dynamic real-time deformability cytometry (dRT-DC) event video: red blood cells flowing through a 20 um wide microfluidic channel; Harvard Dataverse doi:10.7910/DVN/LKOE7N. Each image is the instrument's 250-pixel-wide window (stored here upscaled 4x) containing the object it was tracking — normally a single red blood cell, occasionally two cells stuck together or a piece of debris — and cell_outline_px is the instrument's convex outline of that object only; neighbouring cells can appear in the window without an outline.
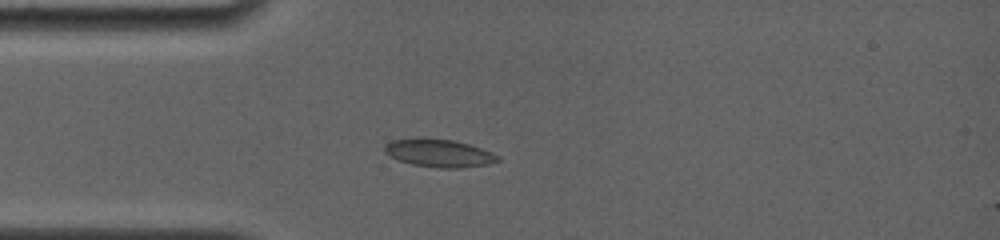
{"species": "common noctule bat (a hibernating species)", "species_latin": "Nyctalus noctula", "temperature_condition": "room temperature", "stored_images_in_passage": 10, "camera_frame_rate_fps": 4000, "um_per_image_px": 0.085, "animal": {"sex": "female", "body_mass_g": 19.0, "forearm_length_mm": 56.7}, "frame": {"image": 1, "passage_image": 1, "time_ms": 0.0, "image_size_px": [1000, 240], "cell_outline_px": [[500, 160], [488, 164], [460, 168], [440, 168], [412, 164], [396, 160], [384, 152], [384, 144], [392, 140], [452, 140], [468, 144], [492, 152], [500, 156]], "centroid_in_image_um": [37.33, 13.05], "position_along_channel_um": 47.7, "area_um2": 17.86}}
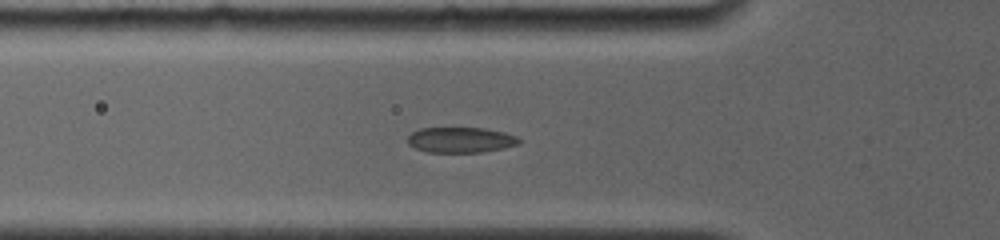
{"frame": {"image": 2, "passage_image": 8, "time_ms": 1.25, "image_size_px": [1000, 240], "cell_outline_px": [[524, 140], [520, 144], [504, 148], [484, 152], [428, 152], [416, 148], [408, 144], [408, 136], [412, 132], [420, 128], [484, 128], [504, 132], [516, 136]], "centroid_in_image_um": [39.21, 11.89], "position_along_channel_um": 86.6, "area_um2": 16.65}}